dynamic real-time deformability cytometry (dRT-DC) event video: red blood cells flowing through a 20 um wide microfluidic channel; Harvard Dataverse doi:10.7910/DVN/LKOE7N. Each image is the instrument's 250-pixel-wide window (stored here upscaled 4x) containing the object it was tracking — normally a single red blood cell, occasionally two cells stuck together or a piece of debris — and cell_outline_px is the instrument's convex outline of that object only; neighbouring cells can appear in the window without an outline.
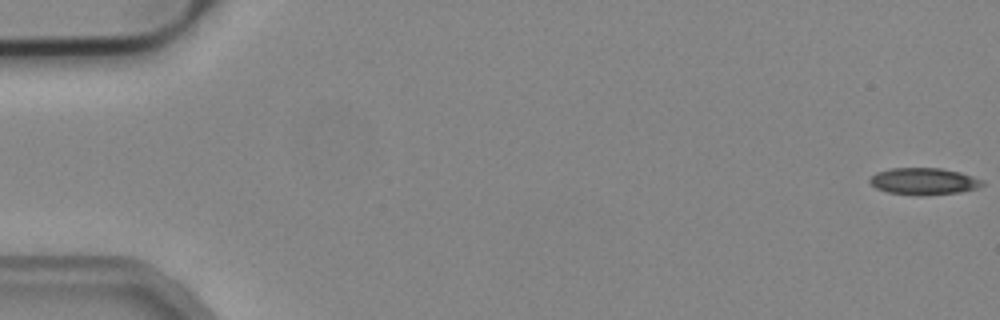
{"species": "common noctule bat (a hibernating species)", "species_latin": "Nyctalus noctula", "temperature_condition": "cold", "stored_images_in_passage": 52, "camera_frame_rate_fps": 3000, "um_per_image_px": 0.085, "animal": {"sex": "male", "body_mass_g": 19.2, "forearm_length_mm": 51.8}, "frame": {"image": 1, "passage_image": 1, "time_ms": 0.0, "image_size_px": [1000, 320], "cell_outline_px": [[984, 184], [976, 188], [960, 192], [920, 196], [888, 192], [876, 188], [868, 180], [876, 172], [892, 168], [940, 168], [960, 172], [984, 180]], "centroid_in_image_um": [78.52, 15.41], "position_along_channel_um": 6.5, "area_um2": 17.57}}
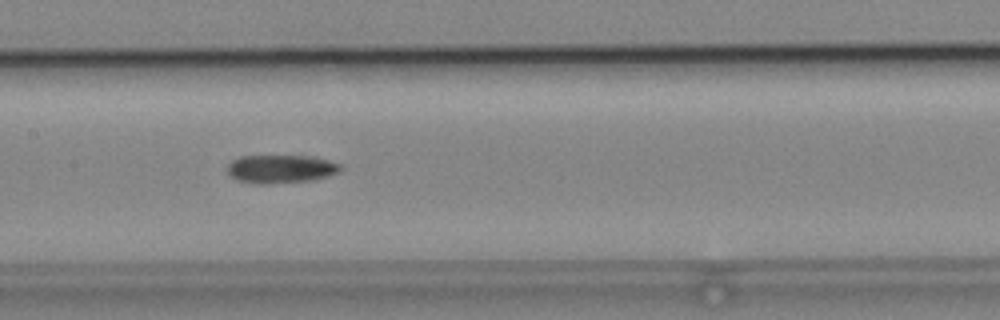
{"frame": {"image": 2, "passage_image": 27, "time_ms": 8.667, "image_size_px": [1000, 320], "cell_outline_px": [[344, 168], [340, 172], [328, 176], [308, 180], [268, 184], [256, 184], [236, 180], [228, 172], [228, 164], [232, 160], [240, 156], [300, 156], [328, 160], [344, 164]], "centroid_in_image_um": [23.88, 14.36], "position_along_channel_um": 183.5, "area_um2": 18.61}}
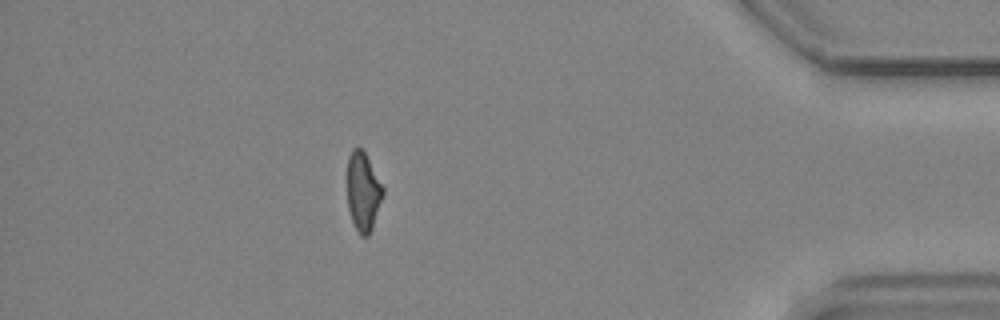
{"frame": {"image": 3, "passage_image": 48, "time_ms": 15.667, "image_size_px": [1000, 320], "cell_outline_px": [[384, 196], [372, 228], [368, 236], [360, 236], [352, 220], [348, 208], [348, 156], [352, 148], [360, 148], [364, 152], [384, 188]], "centroid_in_image_um": [30.88, 16.31], "position_along_channel_um": 404.3, "area_um2": 16.24}}